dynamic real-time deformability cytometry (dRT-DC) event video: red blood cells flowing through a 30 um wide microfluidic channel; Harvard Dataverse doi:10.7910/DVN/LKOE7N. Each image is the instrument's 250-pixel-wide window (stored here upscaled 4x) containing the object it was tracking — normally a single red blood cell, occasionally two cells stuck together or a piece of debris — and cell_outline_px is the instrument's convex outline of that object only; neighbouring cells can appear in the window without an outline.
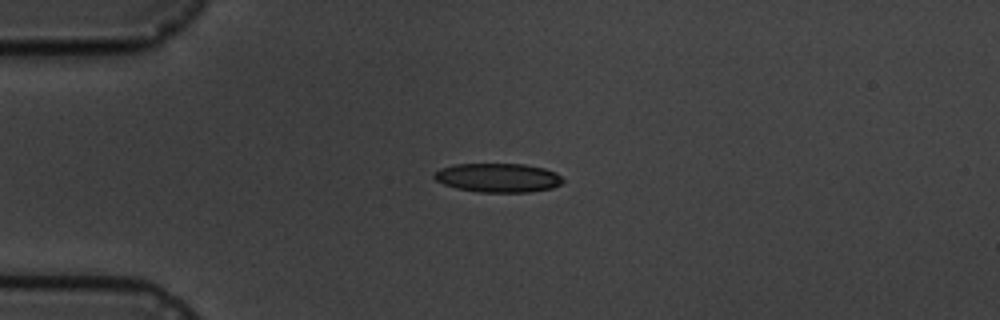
{"species": "common noctule bat (a hibernating species)", "species_latin": "Nyctalus noctula", "temperature_condition": "cold", "stored_images_in_passage": 2, "camera_frame_rate_fps": 3000, "um_per_image_px": 0.085, "animal": {"sex": "male", "body_mass_g": 19.5, "forearm_length_mm": 54.6}, "frame": {"image": 1, "passage_image": 1, "time_ms": 0.0, "image_size_px": [1000, 320], "cell_outline_px": [[564, 180], [560, 184], [552, 188], [528, 192], [480, 192], [456, 188], [444, 184], [436, 180], [432, 176], [440, 168], [452, 164], [524, 164], [544, 168], [556, 172]], "centroid_in_image_um": [42.32, 15.1], "position_along_channel_um": 42.7, "area_um2": 21.73}}